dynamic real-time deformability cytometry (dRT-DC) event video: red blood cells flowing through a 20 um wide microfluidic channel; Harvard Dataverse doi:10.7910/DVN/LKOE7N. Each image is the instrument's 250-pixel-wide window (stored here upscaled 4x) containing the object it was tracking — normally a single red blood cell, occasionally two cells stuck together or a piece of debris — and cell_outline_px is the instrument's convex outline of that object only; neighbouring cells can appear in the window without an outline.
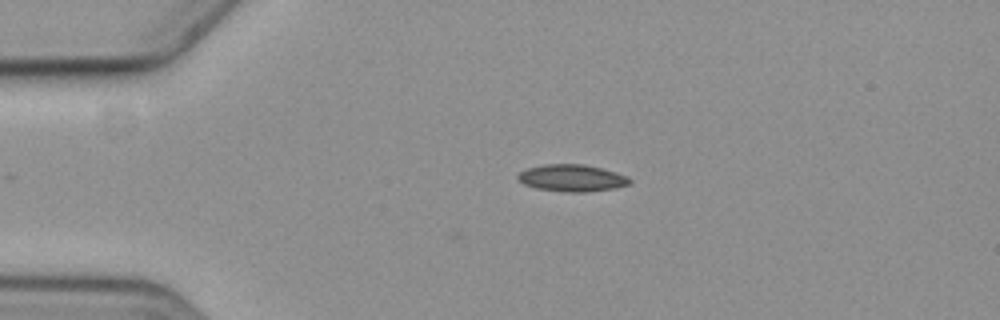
{"species": "common noctule bat (a hibernating species)", "species_latin": "Nyctalus noctula", "temperature_condition": "cold", "stored_images_in_passage": 34, "camera_frame_rate_fps": 3000, "um_per_image_px": 0.085, "animal": {"sex": "female", "body_mass_g": 19.3, "forearm_length_mm": 54.1}, "frame": {"image": 1, "passage_image": 1, "time_ms": 0.0, "image_size_px": [1000, 320], "cell_outline_px": [[632, 180], [628, 184], [616, 188], [584, 192], [568, 192], [536, 188], [524, 184], [516, 176], [520, 172], [528, 168], [544, 164], [584, 164], [616, 172]], "centroid_in_image_um": [48.6, 15.13], "position_along_channel_um": 36.4, "area_um2": 17.34}}
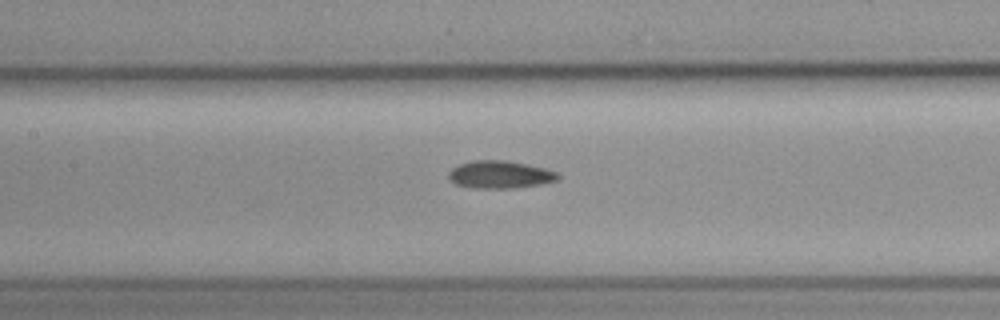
{"frame": {"image": 2, "passage_image": 15, "time_ms": 4.667, "image_size_px": [1000, 320], "cell_outline_px": [[560, 176], [556, 180], [544, 184], [516, 188], [472, 188], [456, 184], [448, 180], [448, 172], [452, 168], [460, 164], [472, 160], [508, 160], [528, 164], [560, 172]], "centroid_in_image_um": [42.51, 14.84], "position_along_channel_um": 164.9, "area_um2": 17.92}}
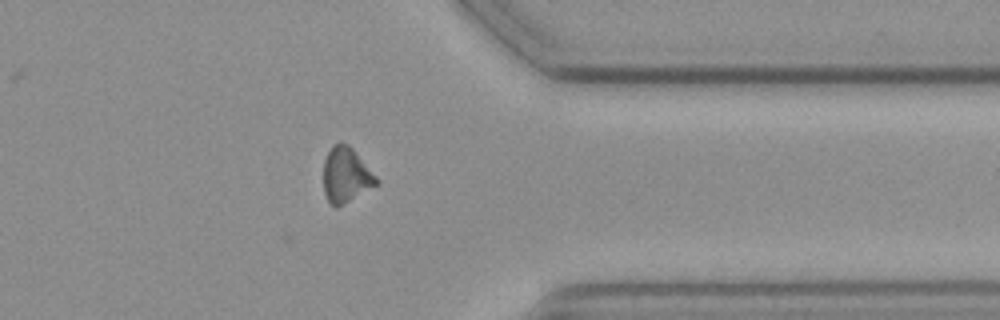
{"frame": {"image": 3, "passage_image": 34, "time_ms": 11.0, "image_size_px": [1000, 320], "cell_outline_px": [[380, 184], [336, 208], [328, 204], [324, 192], [324, 160], [332, 144], [348, 144], [352, 148], [380, 180]], "centroid_in_image_um": [29.42, 14.92], "position_along_channel_um": 382.0, "area_um2": 17.11}, "authors_computed_cell_mechanics": {"area_um2": 17.1666, "velocity_mm_per_s": 3.5935, "shape_relaxation_time_tau1_ms": null, "shape_relaxation_time_tau2_ms": 9.1725, "deformation_change_tau1": null, "deformation_change_tau2": 0.1562}}